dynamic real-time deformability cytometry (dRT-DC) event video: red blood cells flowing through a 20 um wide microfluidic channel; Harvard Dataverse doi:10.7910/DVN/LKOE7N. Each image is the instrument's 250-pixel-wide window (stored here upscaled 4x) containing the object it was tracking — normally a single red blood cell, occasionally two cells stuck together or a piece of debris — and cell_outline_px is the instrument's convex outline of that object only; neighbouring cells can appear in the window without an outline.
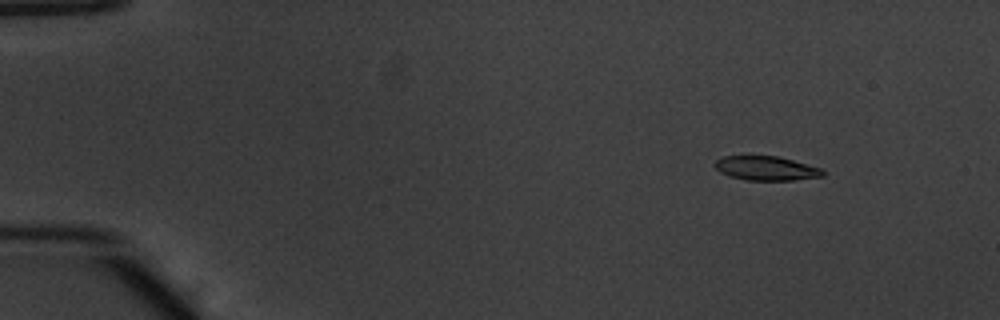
{"species": "common noctule bat (a hibernating species)", "species_latin": "Nyctalus noctula", "temperature_condition": "warm", "stored_images_in_passage": 54, "camera_frame_rate_fps": 3000, "um_per_image_px": 0.085, "animal": {"sex": "male", "body_mass_g": 20.1, "forearm_length_mm": 53.5}, "frame": {"image": 1, "passage_image": 7, "time_ms": 2.0, "image_size_px": [1000, 320], "cell_outline_px": [[824, 176], [792, 180], [748, 180], [728, 176], [720, 172], [712, 164], [716, 160], [724, 156], [776, 156], [792, 160], [820, 168], [824, 172]], "centroid_in_image_um": [65.08, 14.31], "position_along_channel_um": 19.9, "area_um2": 15.09}}
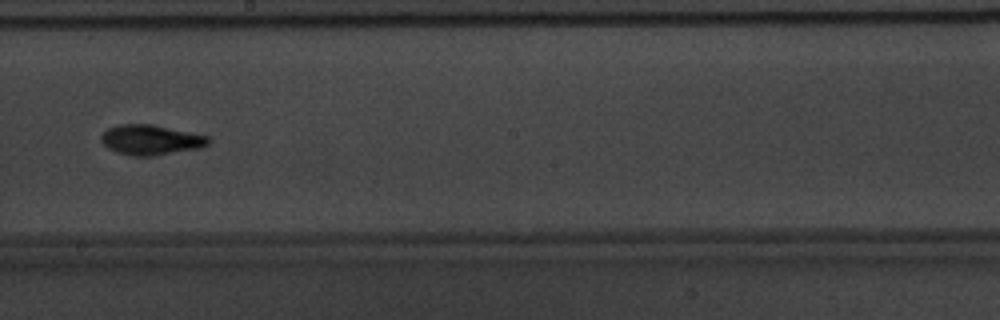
{"frame": {"image": 2, "passage_image": 32, "time_ms": 10.333, "image_size_px": [1000, 320], "cell_outline_px": [[212, 140], [208, 144], [200, 148], [148, 156], [136, 156], [116, 152], [108, 148], [100, 140], [100, 136], [108, 128], [116, 124], [148, 124], [208, 136]], "centroid_in_image_um": [12.78, 11.88], "position_along_channel_um": 235.4, "area_um2": 18.5}}
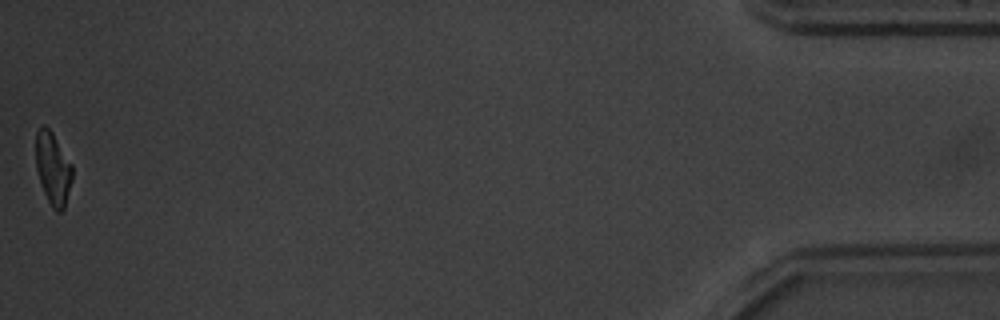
{"frame": {"image": 3, "passage_image": 54, "time_ms": 17.667, "image_size_px": [1000, 320], "cell_outline_px": [[72, 180], [64, 208], [60, 212], [56, 212], [52, 208], [44, 192], [36, 168], [36, 132], [44, 124], [52, 132], [72, 164]], "centroid_in_image_um": [4.5, 14.33], "position_along_channel_um": 430.7, "area_um2": 15.26}, "authors_computed_cell_mechanics": {"area_um2": 16.6464, "velocity_mm_per_s": 3.8568, "shape_relaxation_time_tau1_ms": 2.8234, "shape_relaxation_time_tau2_ms": 3.5951, "deformation_change_tau1": 0.168, "deformation_change_tau2": 0.1344}}